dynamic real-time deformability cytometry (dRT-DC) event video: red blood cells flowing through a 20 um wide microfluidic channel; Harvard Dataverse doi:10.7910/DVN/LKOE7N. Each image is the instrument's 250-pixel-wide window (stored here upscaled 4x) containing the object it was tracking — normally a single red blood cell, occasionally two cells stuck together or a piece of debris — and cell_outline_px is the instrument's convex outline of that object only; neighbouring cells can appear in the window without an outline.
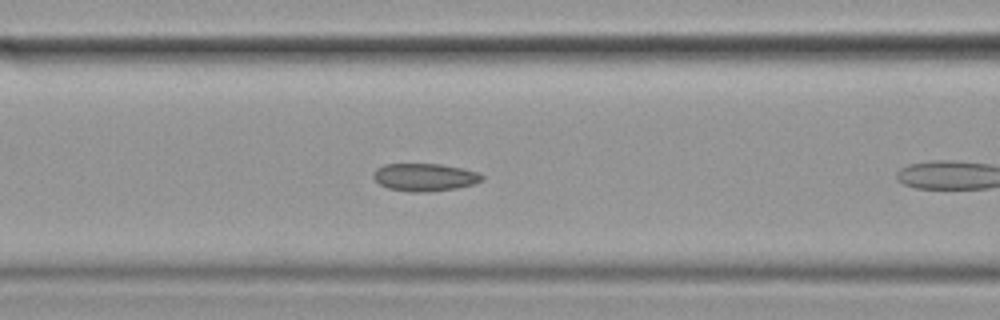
{"species": "common noctule bat (a hibernating species)", "species_latin": "Nyctalus noctula", "temperature_condition": "cold", "stored_images_in_passage": 33, "camera_frame_rate_fps": 3000, "um_per_image_px": 0.085, "animal": {"sex": "female", "body_mass_g": 19.9}, "frame": {"image": 1, "passage_image": 11, "time_ms": 3.333, "image_size_px": [1000, 320], "cell_outline_px": [[484, 180], [472, 184], [456, 188], [428, 192], [412, 192], [388, 188], [380, 184], [372, 176], [372, 172], [376, 168], [384, 164], [440, 164], [460, 168], [476, 172], [484, 176]], "centroid_in_image_um": [36.06, 15.06], "position_along_channel_um": 130.5, "area_um2": 17.46}}
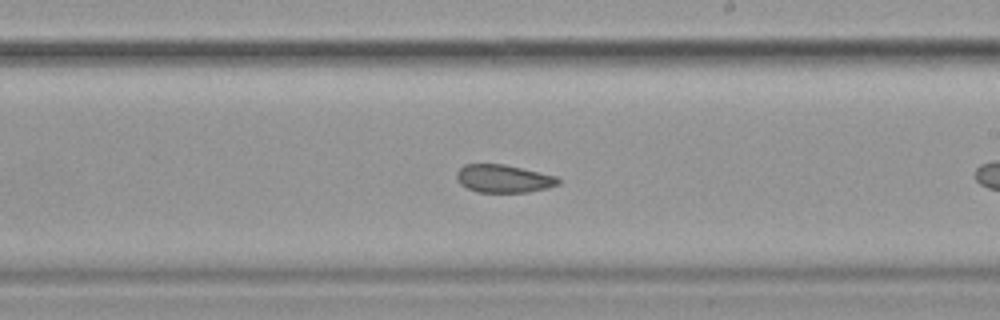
{"frame": {"image": 2, "passage_image": 21, "time_ms": 6.667, "image_size_px": [1000, 320], "cell_outline_px": [[560, 184], [548, 188], [528, 192], [476, 192], [460, 184], [456, 180], [456, 172], [464, 164], [504, 164], [556, 176], [560, 180]], "centroid_in_image_um": [42.78, 15.19], "position_along_channel_um": 246.2, "area_um2": 16.59}}
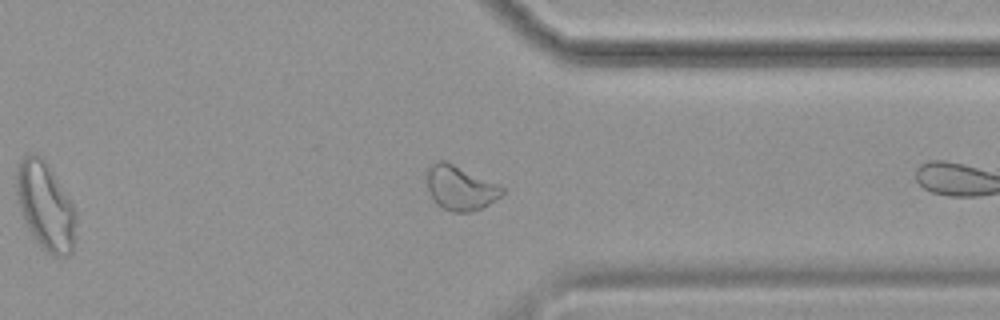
{"frame": {"image": 3, "passage_image": 32, "time_ms": 10.333, "image_size_px": [1000, 320], "cell_outline_px": [[504, 192], [500, 196], [488, 204], [472, 212], [452, 212], [436, 204], [428, 188], [424, 172], [432, 164], [440, 160], [444, 160], [500, 184], [504, 188]], "centroid_in_image_um": [39.11, 15.96], "position_along_channel_um": 372.3, "area_um2": 19.54}}